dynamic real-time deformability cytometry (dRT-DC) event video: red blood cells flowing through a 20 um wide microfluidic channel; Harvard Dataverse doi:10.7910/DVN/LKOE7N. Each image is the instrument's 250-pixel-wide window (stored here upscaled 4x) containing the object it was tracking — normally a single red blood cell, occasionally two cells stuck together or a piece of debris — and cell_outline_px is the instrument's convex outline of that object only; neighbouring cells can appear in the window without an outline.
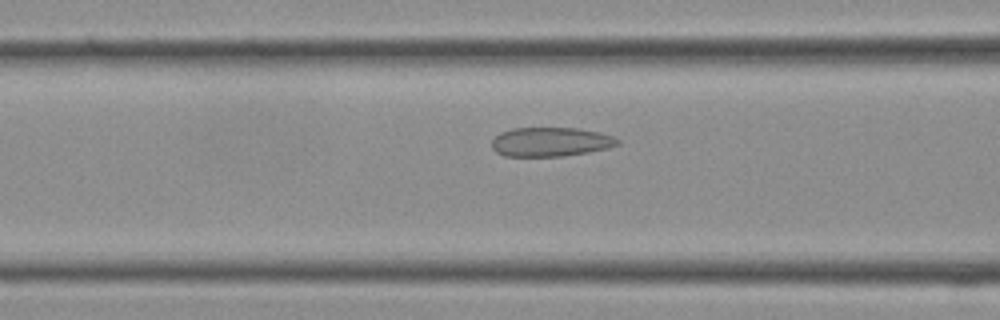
{"species": "Egyptian fruit bat (a non-hibernating species)", "species_latin": "Rousettus aegyptiacus", "temperature_condition": "cold", "stored_images_in_passage": 37, "camera_frame_rate_fps": 3000, "um_per_image_px": 0.085, "frame": {"image": 1, "passage_image": 14, "time_ms": 4.333, "image_size_px": [1000, 320], "cell_outline_px": [[620, 144], [608, 148], [588, 152], [564, 156], [504, 156], [496, 152], [492, 148], [492, 140], [500, 132], [512, 128], [576, 128], [600, 132], [612, 136], [620, 140]], "centroid_in_image_um": [46.8, 12.06], "position_along_channel_um": 119.8, "area_um2": 21.44}}
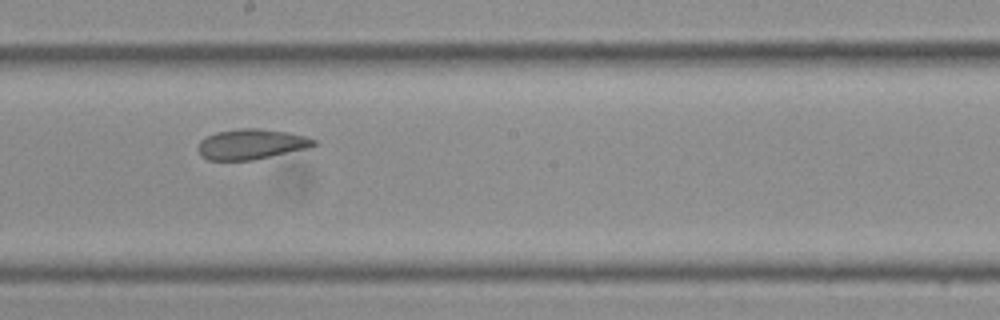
{"frame": {"image": 2, "passage_image": 20, "time_ms": 6.333, "image_size_px": [1000, 320], "cell_outline_px": [[320, 144], [308, 148], [252, 160], [208, 160], [200, 156], [200, 140], [216, 132], [240, 128], [256, 128], [288, 132], [304, 136], [316, 140]], "centroid_in_image_um": [21.39, 12.25], "position_along_channel_um": 226.8, "area_um2": 20.29}}
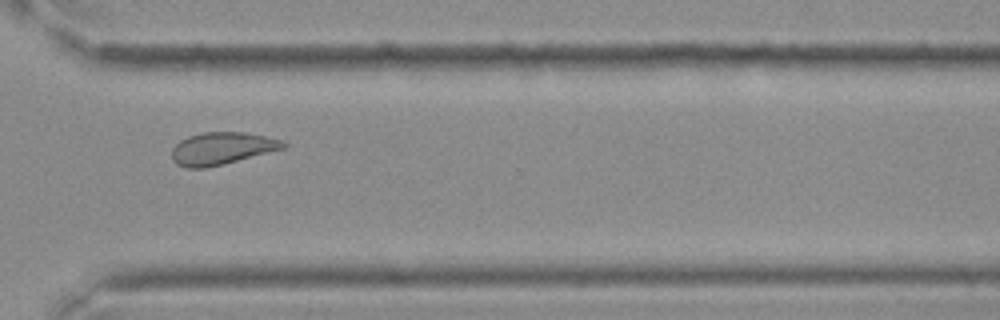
{"frame": {"image": 3, "passage_image": 27, "time_ms": 8.667, "image_size_px": [1000, 320], "cell_outline_px": [[288, 148], [224, 164], [204, 168], [184, 168], [176, 164], [172, 160], [172, 148], [180, 140], [188, 136], [204, 132], [244, 132], [264, 136], [280, 140], [288, 144]], "centroid_in_image_um": [18.86, 12.63], "position_along_channel_um": 351.7, "area_um2": 21.21}}